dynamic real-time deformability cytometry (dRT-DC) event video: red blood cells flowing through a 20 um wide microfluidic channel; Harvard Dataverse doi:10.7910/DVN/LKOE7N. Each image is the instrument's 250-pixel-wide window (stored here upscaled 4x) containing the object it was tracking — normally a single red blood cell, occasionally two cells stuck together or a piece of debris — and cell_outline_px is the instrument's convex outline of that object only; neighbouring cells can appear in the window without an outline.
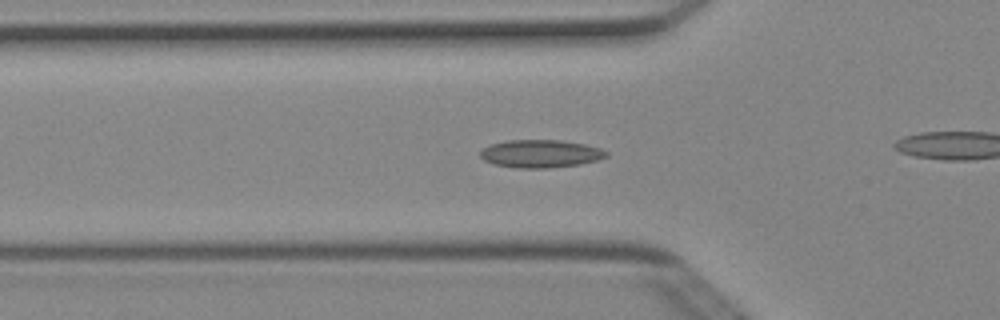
{"species": "Egyptian fruit bat (a non-hibernating species)", "species_latin": "Rousettus aegyptiacus", "temperature_condition": "cold", "stored_images_in_passage": 48, "camera_frame_rate_fps": 3000, "um_per_image_px": 0.085, "animal": {"sex": "female"}, "frame": {"image": 1, "passage_image": 14, "time_ms": 4.333, "image_size_px": [1000, 320], "cell_outline_px": [[608, 156], [596, 160], [580, 164], [548, 168], [516, 168], [492, 164], [484, 160], [480, 156], [480, 152], [484, 148], [492, 144], [508, 140], [560, 140], [584, 144], [600, 148], [608, 152]], "centroid_in_image_um": [45.94, 13.07], "position_along_channel_um": 79.9, "area_um2": 20.4}}
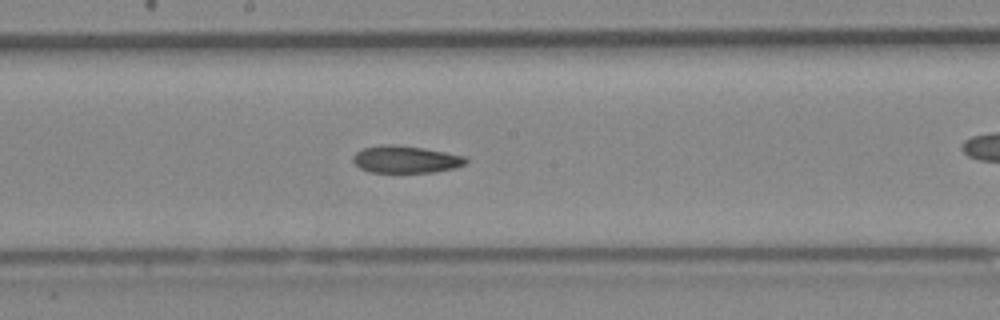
{"frame": {"image": 2, "passage_image": 24, "time_ms": 7.667, "image_size_px": [1000, 320], "cell_outline_px": [[468, 160], [464, 164], [456, 168], [432, 172], [368, 172], [360, 168], [352, 160], [352, 156], [356, 152], [364, 148], [384, 144], [392, 144], [424, 148], [468, 156]], "centroid_in_image_um": [34.5, 13.54], "position_along_channel_um": 213.7, "area_um2": 17.98}}
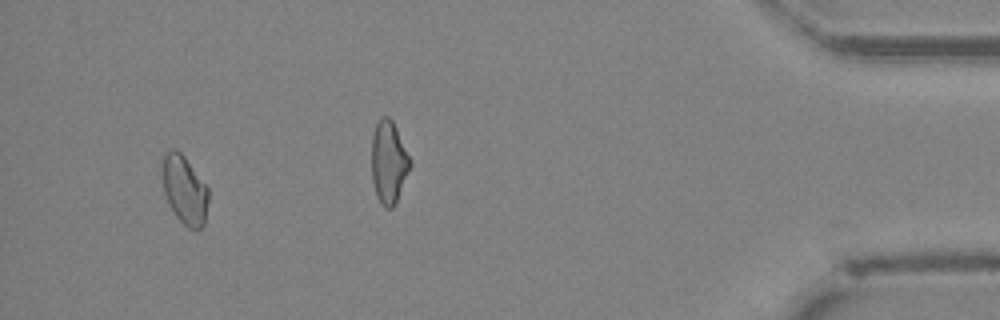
{"frame": {"image": 3, "passage_image": 45, "time_ms": 14.667, "image_size_px": [1000, 320], "cell_outline_px": [[208, 200], [204, 224], [196, 232], [188, 228], [176, 216], [164, 192], [160, 168], [164, 156], [172, 148], [176, 148], [184, 156], [208, 188]], "centroid_in_image_um": [15.67, 16.14], "position_along_channel_um": 419.5, "area_um2": 18.38}}